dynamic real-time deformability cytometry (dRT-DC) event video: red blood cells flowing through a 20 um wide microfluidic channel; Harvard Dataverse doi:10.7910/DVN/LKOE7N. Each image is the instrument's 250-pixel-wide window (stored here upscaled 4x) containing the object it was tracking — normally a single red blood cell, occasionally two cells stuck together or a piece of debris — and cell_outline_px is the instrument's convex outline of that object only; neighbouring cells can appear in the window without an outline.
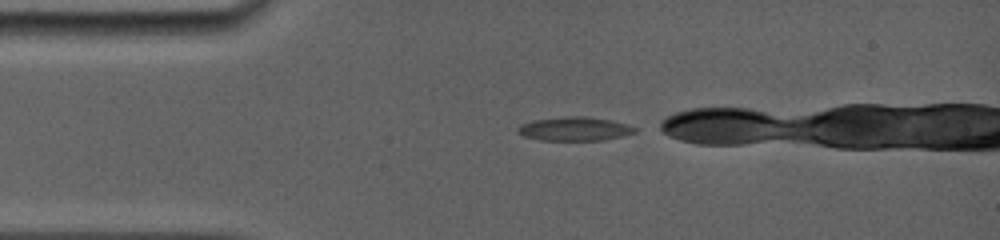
{"species": "common noctule bat (a hibernating species)", "species_latin": "Nyctalus noctula", "temperature_condition": "room temperature", "stored_images_in_passage": 20, "camera_frame_rate_fps": 5000, "um_per_image_px": 0.085, "animal": {"sex": "female", "body_mass_g": 19.0, "forearm_length_mm": 56.7}, "frame": {"image": 1, "passage_image": 1, "time_ms": 0.0, "image_size_px": [1000, 240], "cell_outline_px": [[636, 132], [604, 140], [540, 140], [524, 136], [516, 128], [520, 124], [532, 120], [568, 116], [588, 116], [608, 120], [624, 124], [636, 128]], "centroid_in_image_um": [48.79, 10.95], "position_along_channel_um": 36.2, "area_um2": 16.01}}
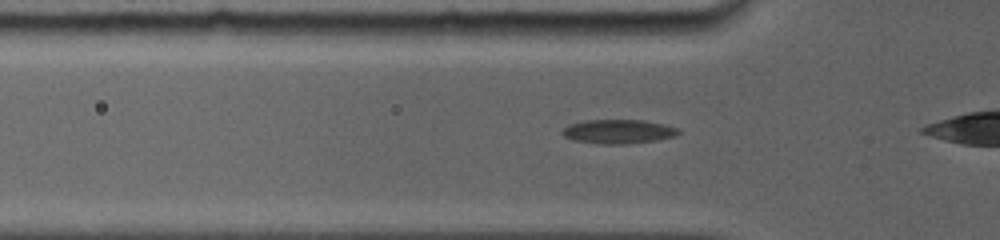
{"frame": {"image": 2, "passage_image": 14, "time_ms": 1.6, "image_size_px": [1000, 240], "cell_outline_px": [[680, 132], [676, 136], [656, 140], [620, 144], [600, 144], [572, 140], [564, 136], [560, 132], [568, 124], [584, 120], [644, 120], [664, 124], [680, 128]], "centroid_in_image_um": [52.54, 11.17], "position_along_channel_um": 73.3, "area_um2": 16.42}}